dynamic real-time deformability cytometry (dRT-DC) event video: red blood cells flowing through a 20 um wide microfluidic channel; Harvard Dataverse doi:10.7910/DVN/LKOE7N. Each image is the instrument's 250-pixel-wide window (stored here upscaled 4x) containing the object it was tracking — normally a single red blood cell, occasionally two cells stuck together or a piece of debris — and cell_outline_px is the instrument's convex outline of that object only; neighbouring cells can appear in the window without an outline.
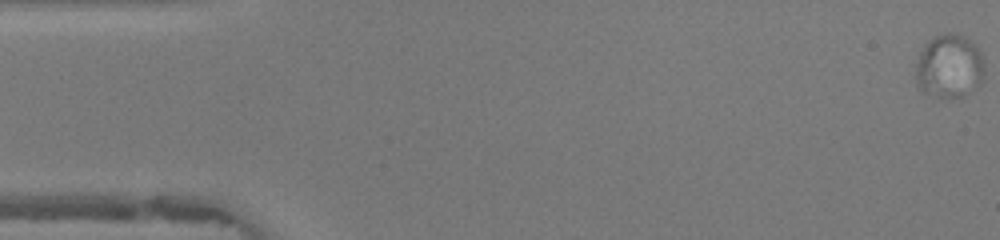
{"species": "human", "species_latin": "Homo sapiens", "temperature_condition": "warm", "stored_images_in_passage": 47, "camera_frame_rate_fps": 3000, "um_per_image_px": 0.085, "donor": {"sex": "female"}, "frame": {"image": 1, "passage_image": 1, "time_ms": 0.0, "image_size_px": [1000, 240], "cell_outline_px": [[984, 80], [960, 96], [936, 96], [920, 92], [916, 88], [916, 60], [920, 52], [928, 40], [936, 36], [948, 32], [956, 32], [972, 40], [980, 52], [984, 60]], "centroid_in_image_um": [80.67, 5.6], "position_along_channel_um": 4.3, "area_um2": 25.66}}
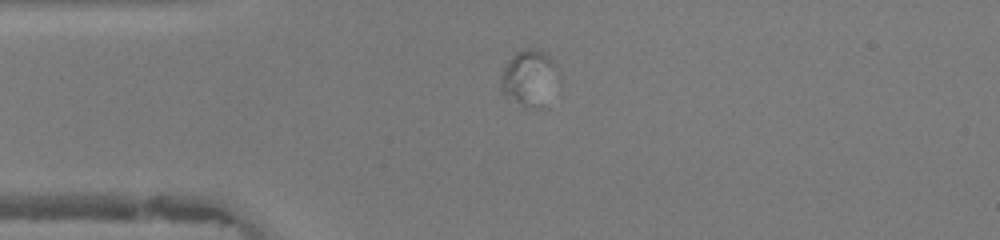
{"frame": {"image": 2, "passage_image": 12, "time_ms": 3.667, "image_size_px": [1000, 240], "cell_outline_px": [[556, 64], [544, 104], [540, 108], [504, 100], [500, 84], [500, 76], [504, 68], [512, 56], [516, 52], [528, 48], [532, 48], [544, 52]], "centroid_in_image_um": [44.84, 6.61], "position_along_channel_um": 40.2, "area_um2": 17.74}}
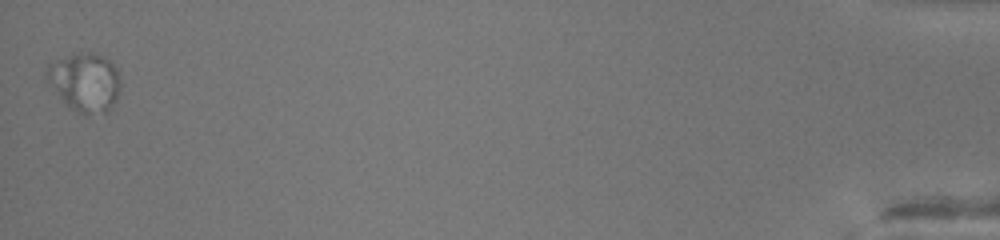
{"frame": {"image": 3, "passage_image": 47, "time_ms": 15.333, "image_size_px": [1000, 240], "cell_outline_px": [[120, 88], [116, 100], [104, 112], [76, 112], [68, 108], [64, 104], [44, 76], [44, 72], [48, 64], [56, 60], [76, 52], [92, 52], [104, 56], [116, 68], [120, 76]], "centroid_in_image_um": [7.18, 6.94], "position_along_channel_um": 428.0, "area_um2": 25.2}}